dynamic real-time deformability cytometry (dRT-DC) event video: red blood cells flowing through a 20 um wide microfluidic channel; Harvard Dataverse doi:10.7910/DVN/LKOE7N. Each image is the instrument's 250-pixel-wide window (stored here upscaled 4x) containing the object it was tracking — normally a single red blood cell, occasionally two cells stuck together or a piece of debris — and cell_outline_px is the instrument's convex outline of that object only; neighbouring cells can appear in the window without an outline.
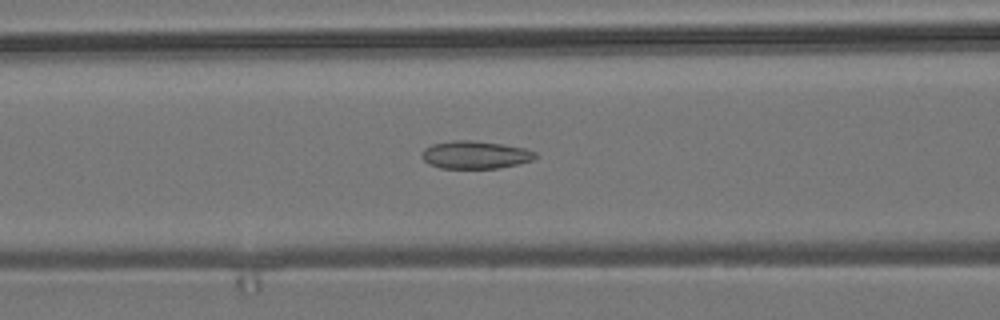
{"species": "common noctule bat (a hibernating species)", "species_latin": "Nyctalus noctula", "temperature_condition": "room temperature", "stored_images_in_passage": 43, "camera_frame_rate_fps": 3000, "um_per_image_px": 0.085, "animal": {"sex": "male", "body_mass_g": 19.2, "forearm_length_mm": 51.8}, "frame": {"image": 1, "passage_image": 20, "time_ms": 6.333, "image_size_px": [1000, 320], "cell_outline_px": [[536, 156], [532, 160], [520, 164], [500, 168], [440, 168], [428, 164], [424, 160], [424, 148], [432, 144], [452, 140], [472, 140], [500, 144], [524, 148], [536, 152]], "centroid_in_image_um": [40.41, 13.16], "position_along_channel_um": 126.2, "area_um2": 18.26}}
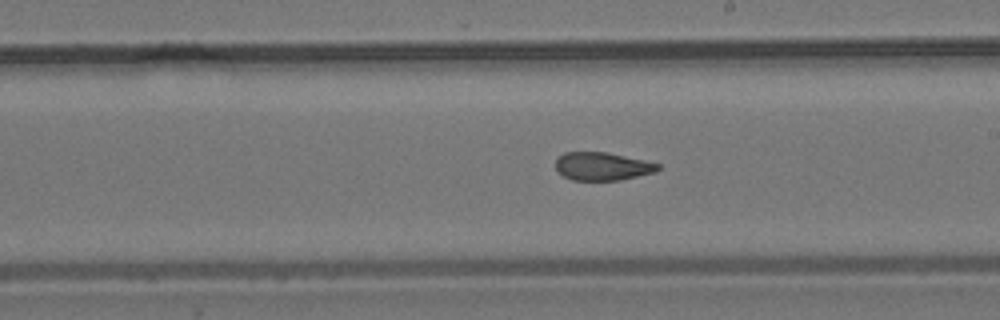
{"frame": {"image": 2, "passage_image": 29, "time_ms": 9.333, "image_size_px": [1000, 320], "cell_outline_px": [[660, 168], [656, 172], [620, 180], [572, 180], [556, 172], [556, 160], [564, 152], [608, 152], [644, 160], [660, 164]], "centroid_in_image_um": [51.2, 14.14], "position_along_channel_um": 237.8, "area_um2": 16.82}}
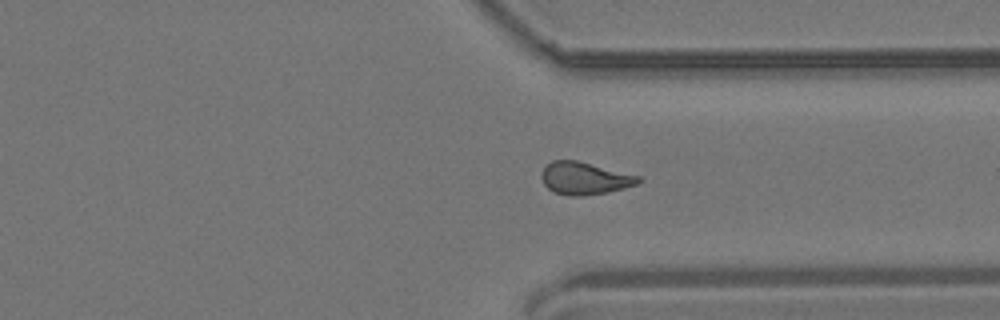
{"frame": {"image": 3, "passage_image": 39, "time_ms": 12.667, "image_size_px": [1000, 320], "cell_outline_px": [[644, 180], [636, 184], [624, 188], [608, 192], [584, 196], [568, 196], [552, 192], [544, 184], [540, 176], [544, 168], [552, 160], [576, 160], [640, 176]], "centroid_in_image_um": [49.69, 15.17], "position_along_channel_um": 361.7, "area_um2": 18.38}}